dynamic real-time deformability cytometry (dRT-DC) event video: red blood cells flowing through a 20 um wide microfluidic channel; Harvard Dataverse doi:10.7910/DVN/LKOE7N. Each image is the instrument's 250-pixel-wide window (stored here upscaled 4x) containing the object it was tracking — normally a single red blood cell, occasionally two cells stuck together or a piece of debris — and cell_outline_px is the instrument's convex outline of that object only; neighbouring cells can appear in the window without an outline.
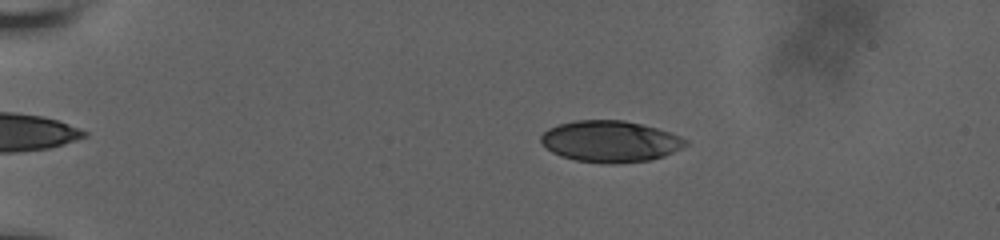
{"species": "human", "species_latin": "Homo sapiens", "temperature_condition": "room temperature", "stored_images_in_passage": 49, "camera_frame_rate_fps": 3000, "um_per_image_px": 0.085, "donor": {"sex": "male"}, "frame": {"image": 1, "passage_image": 3, "time_ms": 0.667, "image_size_px": [1000, 240], "cell_outline_px": [[688, 144], [664, 156], [652, 160], [616, 164], [608, 164], [576, 160], [560, 156], [552, 152], [540, 140], [540, 136], [548, 128], [556, 124], [576, 120], [624, 120], [656, 128], [680, 136], [688, 140]], "centroid_in_image_um": [51.86, 12.02], "position_along_channel_um": 33.1, "area_um2": 34.91}}
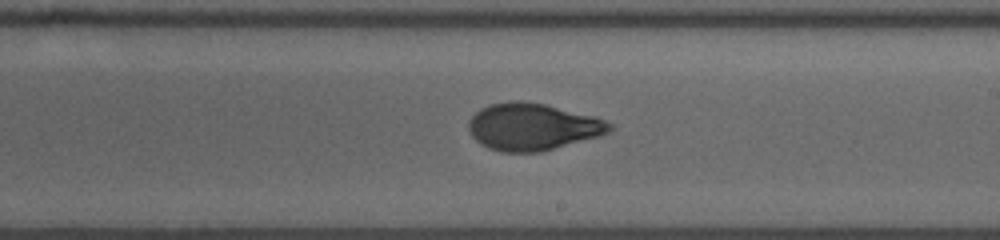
{"frame": {"image": 2, "passage_image": 27, "time_ms": 8.667, "image_size_px": [1000, 240], "cell_outline_px": [[612, 128], [608, 132], [600, 136], [540, 152], [500, 152], [488, 148], [480, 144], [472, 136], [468, 128], [468, 120], [480, 108], [488, 104], [508, 100], [520, 100], [544, 104], [596, 116], [612, 124]], "centroid_in_image_um": [45.24, 10.77], "position_along_channel_um": 243.8, "area_um2": 38.9}}
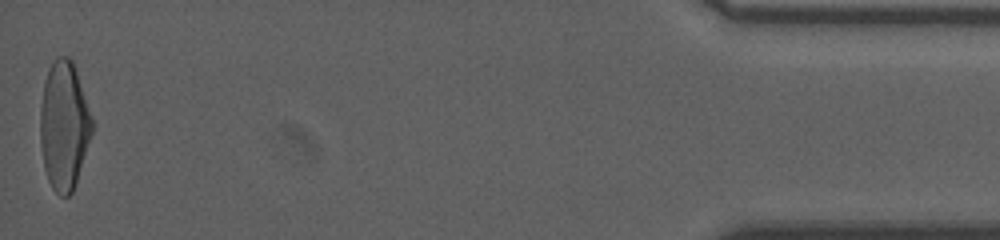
{"frame": {"image": 3, "passage_image": 49, "time_ms": 16.0, "image_size_px": [1000, 240], "cell_outline_px": [[92, 132], [72, 192], [68, 196], [60, 196], [52, 188], [48, 180], [44, 168], [40, 144], [40, 112], [44, 80], [48, 68], [56, 56], [68, 56], [72, 60], [92, 116]], "centroid_in_image_um": [5.42, 10.65], "position_along_channel_um": 429.8, "area_um2": 38.55}, "authors_computed_cell_mechanics": {"area_um2": 37.9168, "velocity_mm_per_s": 3.6538, "shape_relaxation_time_tau1_ms": 5.0456, "shape_relaxation_time_tau2_ms": 1.1093, "deformation_change_tau1": 0.193, "deformation_change_tau2": 0.0652}}